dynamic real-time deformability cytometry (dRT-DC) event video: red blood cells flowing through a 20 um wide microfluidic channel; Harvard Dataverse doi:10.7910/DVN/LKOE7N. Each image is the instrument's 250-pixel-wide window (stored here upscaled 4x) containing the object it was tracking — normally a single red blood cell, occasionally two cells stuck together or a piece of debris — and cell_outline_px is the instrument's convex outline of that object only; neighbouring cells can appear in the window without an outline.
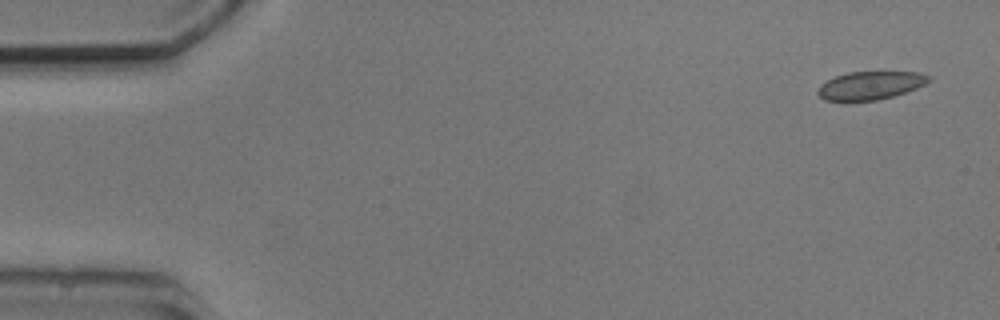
{"species": "common noctule bat (a hibernating species)", "species_latin": "Nyctalus noctula", "temperature_condition": "cold", "stored_images_in_passage": 4, "camera_frame_rate_fps": 3000, "um_per_image_px": 0.085, "animal": {"sex": "male", "body_mass_g": 20.5, "forearm_length_mm": 52.5}, "frame": {"image": 1, "passage_image": 1, "time_ms": 0.0, "image_size_px": [1000, 320], "cell_outline_px": [[932, 80], [916, 88], [892, 96], [876, 100], [824, 100], [816, 92], [820, 84], [836, 76], [848, 72], [920, 72], [932, 76]], "centroid_in_image_um": [74.0, 7.25], "position_along_channel_um": 11.0, "area_um2": 18.03}}
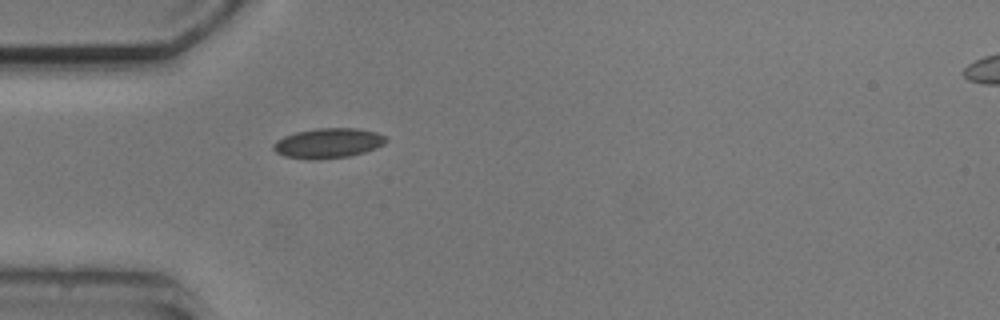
{"frame": {"image": 2, "passage_image": 4, "time_ms": 4.333, "image_size_px": [1000, 320], "cell_outline_px": [[388, 140], [384, 144], [376, 148], [364, 152], [348, 156], [316, 160], [308, 160], [284, 156], [276, 152], [272, 148], [272, 144], [276, 140], [284, 136], [296, 132], [316, 128], [356, 128], [376, 132], [388, 136]], "centroid_in_image_um": [27.89, 12.17], "position_along_channel_um": 57.1, "area_um2": 19.88}}